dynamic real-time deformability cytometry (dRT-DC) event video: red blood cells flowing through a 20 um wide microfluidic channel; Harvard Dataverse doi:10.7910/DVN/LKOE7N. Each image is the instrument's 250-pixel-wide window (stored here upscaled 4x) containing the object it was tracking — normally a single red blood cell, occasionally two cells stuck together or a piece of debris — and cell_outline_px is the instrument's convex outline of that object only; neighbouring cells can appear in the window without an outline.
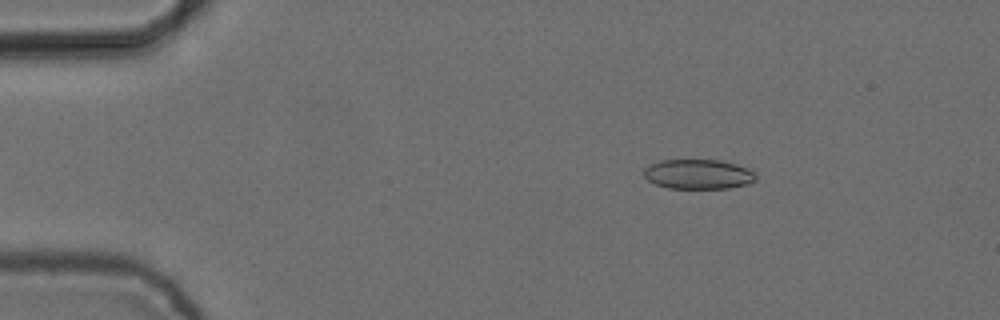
{"species": "common noctule bat (a hibernating species)", "species_latin": "Nyctalus noctula", "temperature_condition": "cold", "stored_images_in_passage": 5, "camera_frame_rate_fps": 3000, "um_per_image_px": 0.085, "animal": {"sex": "female", "body_mass_g": 24.6, "forearm_length_mm": 56.2}, "frame": {"image": 1, "passage_image": 3, "time_ms": 0.667, "image_size_px": [1000, 320], "cell_outline_px": [[756, 180], [748, 184], [728, 188], [668, 188], [656, 184], [648, 180], [644, 176], [644, 168], [648, 164], [660, 160], [720, 160], [736, 164], [748, 168], [756, 176]], "centroid_in_image_um": [59.33, 14.8], "position_along_channel_um": 25.7, "area_um2": 19.42}}
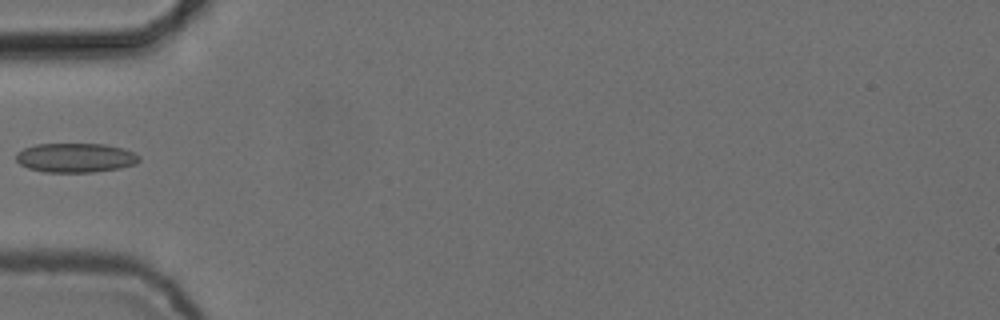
{"frame": {"image": 2, "passage_image": 5, "time_ms": 1.333, "image_size_px": [1000, 320], "cell_outline_px": [[140, 160], [136, 164], [120, 168], [92, 172], [44, 172], [28, 168], [20, 164], [16, 160], [16, 152], [24, 148], [36, 144], [104, 144], [124, 148], [140, 156]], "centroid_in_image_um": [6.42, 13.41], "position_along_channel_um": 78.6, "area_um2": 21.1}}